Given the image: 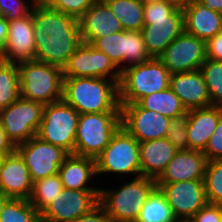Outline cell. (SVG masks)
<instances>
[{
    "label": "cell",
    "mask_w": 222,
    "mask_h": 222,
    "mask_svg": "<svg viewBox=\"0 0 222 222\" xmlns=\"http://www.w3.org/2000/svg\"><path fill=\"white\" fill-rule=\"evenodd\" d=\"M32 21L35 60L63 69L82 43L78 19L37 1Z\"/></svg>",
    "instance_id": "cell-1"
},
{
    "label": "cell",
    "mask_w": 222,
    "mask_h": 222,
    "mask_svg": "<svg viewBox=\"0 0 222 222\" xmlns=\"http://www.w3.org/2000/svg\"><path fill=\"white\" fill-rule=\"evenodd\" d=\"M62 100L79 114L121 112L118 83L110 78L63 77Z\"/></svg>",
    "instance_id": "cell-2"
},
{
    "label": "cell",
    "mask_w": 222,
    "mask_h": 222,
    "mask_svg": "<svg viewBox=\"0 0 222 222\" xmlns=\"http://www.w3.org/2000/svg\"><path fill=\"white\" fill-rule=\"evenodd\" d=\"M142 37L151 58H158L165 48L184 32L182 7L170 1L144 6Z\"/></svg>",
    "instance_id": "cell-3"
},
{
    "label": "cell",
    "mask_w": 222,
    "mask_h": 222,
    "mask_svg": "<svg viewBox=\"0 0 222 222\" xmlns=\"http://www.w3.org/2000/svg\"><path fill=\"white\" fill-rule=\"evenodd\" d=\"M119 104L137 103L141 98L169 88L170 72L158 58L133 66H121Z\"/></svg>",
    "instance_id": "cell-4"
},
{
    "label": "cell",
    "mask_w": 222,
    "mask_h": 222,
    "mask_svg": "<svg viewBox=\"0 0 222 222\" xmlns=\"http://www.w3.org/2000/svg\"><path fill=\"white\" fill-rule=\"evenodd\" d=\"M17 67L22 98L43 105L62 100V68L36 60L20 62Z\"/></svg>",
    "instance_id": "cell-5"
},
{
    "label": "cell",
    "mask_w": 222,
    "mask_h": 222,
    "mask_svg": "<svg viewBox=\"0 0 222 222\" xmlns=\"http://www.w3.org/2000/svg\"><path fill=\"white\" fill-rule=\"evenodd\" d=\"M156 187L155 179L136 176L119 190H99L98 203L115 222H135Z\"/></svg>",
    "instance_id": "cell-6"
},
{
    "label": "cell",
    "mask_w": 222,
    "mask_h": 222,
    "mask_svg": "<svg viewBox=\"0 0 222 222\" xmlns=\"http://www.w3.org/2000/svg\"><path fill=\"white\" fill-rule=\"evenodd\" d=\"M121 127V112L80 114L74 154L96 158Z\"/></svg>",
    "instance_id": "cell-7"
},
{
    "label": "cell",
    "mask_w": 222,
    "mask_h": 222,
    "mask_svg": "<svg viewBox=\"0 0 222 222\" xmlns=\"http://www.w3.org/2000/svg\"><path fill=\"white\" fill-rule=\"evenodd\" d=\"M79 113L63 100L44 105L36 136L44 142L74 154Z\"/></svg>",
    "instance_id": "cell-8"
},
{
    "label": "cell",
    "mask_w": 222,
    "mask_h": 222,
    "mask_svg": "<svg viewBox=\"0 0 222 222\" xmlns=\"http://www.w3.org/2000/svg\"><path fill=\"white\" fill-rule=\"evenodd\" d=\"M139 155L140 142L121 126L95 158L96 173H136L137 177L141 176Z\"/></svg>",
    "instance_id": "cell-9"
},
{
    "label": "cell",
    "mask_w": 222,
    "mask_h": 222,
    "mask_svg": "<svg viewBox=\"0 0 222 222\" xmlns=\"http://www.w3.org/2000/svg\"><path fill=\"white\" fill-rule=\"evenodd\" d=\"M44 105L21 96L8 107L0 109V121L8 139L16 147L36 136Z\"/></svg>",
    "instance_id": "cell-10"
},
{
    "label": "cell",
    "mask_w": 222,
    "mask_h": 222,
    "mask_svg": "<svg viewBox=\"0 0 222 222\" xmlns=\"http://www.w3.org/2000/svg\"><path fill=\"white\" fill-rule=\"evenodd\" d=\"M158 59L171 75L198 70L207 59L206 41L184 31Z\"/></svg>",
    "instance_id": "cell-11"
},
{
    "label": "cell",
    "mask_w": 222,
    "mask_h": 222,
    "mask_svg": "<svg viewBox=\"0 0 222 222\" xmlns=\"http://www.w3.org/2000/svg\"><path fill=\"white\" fill-rule=\"evenodd\" d=\"M23 158L32 182L58 174L59 167L69 155L61 147L44 142L37 136L16 146Z\"/></svg>",
    "instance_id": "cell-12"
},
{
    "label": "cell",
    "mask_w": 222,
    "mask_h": 222,
    "mask_svg": "<svg viewBox=\"0 0 222 222\" xmlns=\"http://www.w3.org/2000/svg\"><path fill=\"white\" fill-rule=\"evenodd\" d=\"M99 190L64 188L40 213V222H72L99 203Z\"/></svg>",
    "instance_id": "cell-13"
},
{
    "label": "cell",
    "mask_w": 222,
    "mask_h": 222,
    "mask_svg": "<svg viewBox=\"0 0 222 222\" xmlns=\"http://www.w3.org/2000/svg\"><path fill=\"white\" fill-rule=\"evenodd\" d=\"M115 68L116 66L104 52L82 42L63 68V77H110L119 84L121 71H114Z\"/></svg>",
    "instance_id": "cell-14"
},
{
    "label": "cell",
    "mask_w": 222,
    "mask_h": 222,
    "mask_svg": "<svg viewBox=\"0 0 222 222\" xmlns=\"http://www.w3.org/2000/svg\"><path fill=\"white\" fill-rule=\"evenodd\" d=\"M120 111L121 126L140 143L167 136L170 118L137 103L120 104Z\"/></svg>",
    "instance_id": "cell-15"
},
{
    "label": "cell",
    "mask_w": 222,
    "mask_h": 222,
    "mask_svg": "<svg viewBox=\"0 0 222 222\" xmlns=\"http://www.w3.org/2000/svg\"><path fill=\"white\" fill-rule=\"evenodd\" d=\"M156 184L176 219H191L208 203L203 180Z\"/></svg>",
    "instance_id": "cell-16"
},
{
    "label": "cell",
    "mask_w": 222,
    "mask_h": 222,
    "mask_svg": "<svg viewBox=\"0 0 222 222\" xmlns=\"http://www.w3.org/2000/svg\"><path fill=\"white\" fill-rule=\"evenodd\" d=\"M1 60L15 64L35 60L32 12L20 19L8 21V36Z\"/></svg>",
    "instance_id": "cell-17"
},
{
    "label": "cell",
    "mask_w": 222,
    "mask_h": 222,
    "mask_svg": "<svg viewBox=\"0 0 222 222\" xmlns=\"http://www.w3.org/2000/svg\"><path fill=\"white\" fill-rule=\"evenodd\" d=\"M82 42L92 44L97 38L122 32L123 27L103 0H96L79 18Z\"/></svg>",
    "instance_id": "cell-18"
},
{
    "label": "cell",
    "mask_w": 222,
    "mask_h": 222,
    "mask_svg": "<svg viewBox=\"0 0 222 222\" xmlns=\"http://www.w3.org/2000/svg\"><path fill=\"white\" fill-rule=\"evenodd\" d=\"M33 182L23 158L15 150L4 156L0 165V193L13 199L29 200Z\"/></svg>",
    "instance_id": "cell-19"
},
{
    "label": "cell",
    "mask_w": 222,
    "mask_h": 222,
    "mask_svg": "<svg viewBox=\"0 0 222 222\" xmlns=\"http://www.w3.org/2000/svg\"><path fill=\"white\" fill-rule=\"evenodd\" d=\"M207 158L200 150H179L167 164L156 183L203 180Z\"/></svg>",
    "instance_id": "cell-20"
},
{
    "label": "cell",
    "mask_w": 222,
    "mask_h": 222,
    "mask_svg": "<svg viewBox=\"0 0 222 222\" xmlns=\"http://www.w3.org/2000/svg\"><path fill=\"white\" fill-rule=\"evenodd\" d=\"M169 87L187 111L211 106L208 89L199 69L172 74Z\"/></svg>",
    "instance_id": "cell-21"
},
{
    "label": "cell",
    "mask_w": 222,
    "mask_h": 222,
    "mask_svg": "<svg viewBox=\"0 0 222 222\" xmlns=\"http://www.w3.org/2000/svg\"><path fill=\"white\" fill-rule=\"evenodd\" d=\"M184 14V31L207 41L222 32V14L213 11L197 0L182 7Z\"/></svg>",
    "instance_id": "cell-22"
},
{
    "label": "cell",
    "mask_w": 222,
    "mask_h": 222,
    "mask_svg": "<svg viewBox=\"0 0 222 222\" xmlns=\"http://www.w3.org/2000/svg\"><path fill=\"white\" fill-rule=\"evenodd\" d=\"M221 117L219 105L189 110L186 129L189 149L204 151Z\"/></svg>",
    "instance_id": "cell-23"
},
{
    "label": "cell",
    "mask_w": 222,
    "mask_h": 222,
    "mask_svg": "<svg viewBox=\"0 0 222 222\" xmlns=\"http://www.w3.org/2000/svg\"><path fill=\"white\" fill-rule=\"evenodd\" d=\"M177 151L167 137L141 142V176L157 180Z\"/></svg>",
    "instance_id": "cell-24"
},
{
    "label": "cell",
    "mask_w": 222,
    "mask_h": 222,
    "mask_svg": "<svg viewBox=\"0 0 222 222\" xmlns=\"http://www.w3.org/2000/svg\"><path fill=\"white\" fill-rule=\"evenodd\" d=\"M58 175L62 185L71 190H100L86 186L97 175L96 160L92 157L69 154L59 167Z\"/></svg>",
    "instance_id": "cell-25"
},
{
    "label": "cell",
    "mask_w": 222,
    "mask_h": 222,
    "mask_svg": "<svg viewBox=\"0 0 222 222\" xmlns=\"http://www.w3.org/2000/svg\"><path fill=\"white\" fill-rule=\"evenodd\" d=\"M137 104L150 111H156L170 119L187 112L179 97L169 88L141 98Z\"/></svg>",
    "instance_id": "cell-26"
},
{
    "label": "cell",
    "mask_w": 222,
    "mask_h": 222,
    "mask_svg": "<svg viewBox=\"0 0 222 222\" xmlns=\"http://www.w3.org/2000/svg\"><path fill=\"white\" fill-rule=\"evenodd\" d=\"M122 24L124 31H141L144 6L138 0H103Z\"/></svg>",
    "instance_id": "cell-27"
},
{
    "label": "cell",
    "mask_w": 222,
    "mask_h": 222,
    "mask_svg": "<svg viewBox=\"0 0 222 222\" xmlns=\"http://www.w3.org/2000/svg\"><path fill=\"white\" fill-rule=\"evenodd\" d=\"M164 194L156 187L147 198L135 222H175Z\"/></svg>",
    "instance_id": "cell-28"
},
{
    "label": "cell",
    "mask_w": 222,
    "mask_h": 222,
    "mask_svg": "<svg viewBox=\"0 0 222 222\" xmlns=\"http://www.w3.org/2000/svg\"><path fill=\"white\" fill-rule=\"evenodd\" d=\"M20 97L17 63L0 60V109L8 107Z\"/></svg>",
    "instance_id": "cell-29"
},
{
    "label": "cell",
    "mask_w": 222,
    "mask_h": 222,
    "mask_svg": "<svg viewBox=\"0 0 222 222\" xmlns=\"http://www.w3.org/2000/svg\"><path fill=\"white\" fill-rule=\"evenodd\" d=\"M63 189L58 174L36 180L29 202L40 214Z\"/></svg>",
    "instance_id": "cell-30"
},
{
    "label": "cell",
    "mask_w": 222,
    "mask_h": 222,
    "mask_svg": "<svg viewBox=\"0 0 222 222\" xmlns=\"http://www.w3.org/2000/svg\"><path fill=\"white\" fill-rule=\"evenodd\" d=\"M91 45L104 52L113 64L119 67L124 63V55L126 54L127 31L97 38Z\"/></svg>",
    "instance_id": "cell-31"
},
{
    "label": "cell",
    "mask_w": 222,
    "mask_h": 222,
    "mask_svg": "<svg viewBox=\"0 0 222 222\" xmlns=\"http://www.w3.org/2000/svg\"><path fill=\"white\" fill-rule=\"evenodd\" d=\"M0 222H40V214L29 200L11 198L1 212Z\"/></svg>",
    "instance_id": "cell-32"
},
{
    "label": "cell",
    "mask_w": 222,
    "mask_h": 222,
    "mask_svg": "<svg viewBox=\"0 0 222 222\" xmlns=\"http://www.w3.org/2000/svg\"><path fill=\"white\" fill-rule=\"evenodd\" d=\"M199 70L207 86L211 105L222 106V62L206 59Z\"/></svg>",
    "instance_id": "cell-33"
},
{
    "label": "cell",
    "mask_w": 222,
    "mask_h": 222,
    "mask_svg": "<svg viewBox=\"0 0 222 222\" xmlns=\"http://www.w3.org/2000/svg\"><path fill=\"white\" fill-rule=\"evenodd\" d=\"M203 182L208 203L222 204V159L207 162Z\"/></svg>",
    "instance_id": "cell-34"
},
{
    "label": "cell",
    "mask_w": 222,
    "mask_h": 222,
    "mask_svg": "<svg viewBox=\"0 0 222 222\" xmlns=\"http://www.w3.org/2000/svg\"><path fill=\"white\" fill-rule=\"evenodd\" d=\"M151 57L147 52L141 31H127L126 54L124 55V63L130 66L138 65L150 60Z\"/></svg>",
    "instance_id": "cell-35"
},
{
    "label": "cell",
    "mask_w": 222,
    "mask_h": 222,
    "mask_svg": "<svg viewBox=\"0 0 222 222\" xmlns=\"http://www.w3.org/2000/svg\"><path fill=\"white\" fill-rule=\"evenodd\" d=\"M189 120V110L178 117L169 121L167 139L179 150H188L187 123Z\"/></svg>",
    "instance_id": "cell-36"
},
{
    "label": "cell",
    "mask_w": 222,
    "mask_h": 222,
    "mask_svg": "<svg viewBox=\"0 0 222 222\" xmlns=\"http://www.w3.org/2000/svg\"><path fill=\"white\" fill-rule=\"evenodd\" d=\"M43 5L79 18L96 0H38Z\"/></svg>",
    "instance_id": "cell-37"
},
{
    "label": "cell",
    "mask_w": 222,
    "mask_h": 222,
    "mask_svg": "<svg viewBox=\"0 0 222 222\" xmlns=\"http://www.w3.org/2000/svg\"><path fill=\"white\" fill-rule=\"evenodd\" d=\"M38 0H33V5L27 7L25 0H0V17L7 21L20 19L32 12L34 4Z\"/></svg>",
    "instance_id": "cell-38"
},
{
    "label": "cell",
    "mask_w": 222,
    "mask_h": 222,
    "mask_svg": "<svg viewBox=\"0 0 222 222\" xmlns=\"http://www.w3.org/2000/svg\"><path fill=\"white\" fill-rule=\"evenodd\" d=\"M203 154L207 158V161L222 159V117L220 118L214 133L210 136Z\"/></svg>",
    "instance_id": "cell-39"
},
{
    "label": "cell",
    "mask_w": 222,
    "mask_h": 222,
    "mask_svg": "<svg viewBox=\"0 0 222 222\" xmlns=\"http://www.w3.org/2000/svg\"><path fill=\"white\" fill-rule=\"evenodd\" d=\"M191 220L193 222H220V205L207 203Z\"/></svg>",
    "instance_id": "cell-40"
},
{
    "label": "cell",
    "mask_w": 222,
    "mask_h": 222,
    "mask_svg": "<svg viewBox=\"0 0 222 222\" xmlns=\"http://www.w3.org/2000/svg\"><path fill=\"white\" fill-rule=\"evenodd\" d=\"M207 59L222 62V32L206 41Z\"/></svg>",
    "instance_id": "cell-41"
},
{
    "label": "cell",
    "mask_w": 222,
    "mask_h": 222,
    "mask_svg": "<svg viewBox=\"0 0 222 222\" xmlns=\"http://www.w3.org/2000/svg\"><path fill=\"white\" fill-rule=\"evenodd\" d=\"M72 222H115L98 204L89 213L78 217Z\"/></svg>",
    "instance_id": "cell-42"
},
{
    "label": "cell",
    "mask_w": 222,
    "mask_h": 222,
    "mask_svg": "<svg viewBox=\"0 0 222 222\" xmlns=\"http://www.w3.org/2000/svg\"><path fill=\"white\" fill-rule=\"evenodd\" d=\"M15 150H16V147L8 139L0 121V155L4 157V156L12 154Z\"/></svg>",
    "instance_id": "cell-43"
},
{
    "label": "cell",
    "mask_w": 222,
    "mask_h": 222,
    "mask_svg": "<svg viewBox=\"0 0 222 222\" xmlns=\"http://www.w3.org/2000/svg\"><path fill=\"white\" fill-rule=\"evenodd\" d=\"M8 36V21L0 17V60L3 55L4 45Z\"/></svg>",
    "instance_id": "cell-44"
},
{
    "label": "cell",
    "mask_w": 222,
    "mask_h": 222,
    "mask_svg": "<svg viewBox=\"0 0 222 222\" xmlns=\"http://www.w3.org/2000/svg\"><path fill=\"white\" fill-rule=\"evenodd\" d=\"M197 1L209 7L213 11H216L222 14V0H197Z\"/></svg>",
    "instance_id": "cell-45"
},
{
    "label": "cell",
    "mask_w": 222,
    "mask_h": 222,
    "mask_svg": "<svg viewBox=\"0 0 222 222\" xmlns=\"http://www.w3.org/2000/svg\"><path fill=\"white\" fill-rule=\"evenodd\" d=\"M10 199H11V198H9V197H7L6 195L0 193V215H1V212L3 211V209H4L5 204H6Z\"/></svg>",
    "instance_id": "cell-46"
},
{
    "label": "cell",
    "mask_w": 222,
    "mask_h": 222,
    "mask_svg": "<svg viewBox=\"0 0 222 222\" xmlns=\"http://www.w3.org/2000/svg\"><path fill=\"white\" fill-rule=\"evenodd\" d=\"M167 1H170L176 4L178 7H183V6L188 5L193 0H167Z\"/></svg>",
    "instance_id": "cell-47"
},
{
    "label": "cell",
    "mask_w": 222,
    "mask_h": 222,
    "mask_svg": "<svg viewBox=\"0 0 222 222\" xmlns=\"http://www.w3.org/2000/svg\"><path fill=\"white\" fill-rule=\"evenodd\" d=\"M143 6L154 4L156 2L165 1V0H138Z\"/></svg>",
    "instance_id": "cell-48"
},
{
    "label": "cell",
    "mask_w": 222,
    "mask_h": 222,
    "mask_svg": "<svg viewBox=\"0 0 222 222\" xmlns=\"http://www.w3.org/2000/svg\"><path fill=\"white\" fill-rule=\"evenodd\" d=\"M175 222H193L191 219H176Z\"/></svg>",
    "instance_id": "cell-49"
},
{
    "label": "cell",
    "mask_w": 222,
    "mask_h": 222,
    "mask_svg": "<svg viewBox=\"0 0 222 222\" xmlns=\"http://www.w3.org/2000/svg\"><path fill=\"white\" fill-rule=\"evenodd\" d=\"M220 216H221V221L222 222V204H220Z\"/></svg>",
    "instance_id": "cell-50"
},
{
    "label": "cell",
    "mask_w": 222,
    "mask_h": 222,
    "mask_svg": "<svg viewBox=\"0 0 222 222\" xmlns=\"http://www.w3.org/2000/svg\"><path fill=\"white\" fill-rule=\"evenodd\" d=\"M2 159H3V156L0 155V165H1Z\"/></svg>",
    "instance_id": "cell-51"
}]
</instances>
